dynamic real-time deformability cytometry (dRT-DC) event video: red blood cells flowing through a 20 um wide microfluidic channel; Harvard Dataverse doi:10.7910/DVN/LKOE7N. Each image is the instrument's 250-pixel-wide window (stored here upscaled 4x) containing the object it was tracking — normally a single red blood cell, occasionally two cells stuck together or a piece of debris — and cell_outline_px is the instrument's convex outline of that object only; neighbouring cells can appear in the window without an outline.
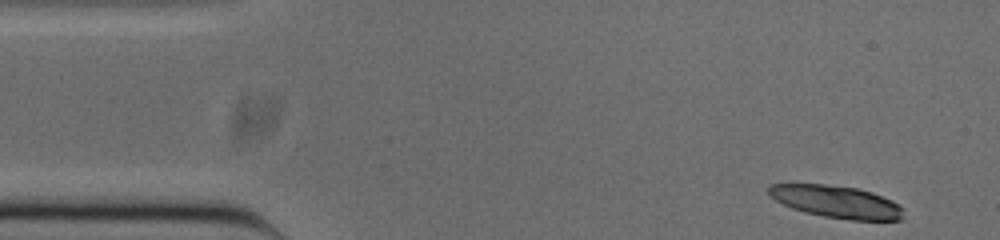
{"species": "common noctule bat (a hibernating species)", "species_latin": "Nyctalus noctula", "temperature_condition": "cold", "stored_images_in_passage": 18, "camera_frame_rate_fps": 3000, "um_per_image_px": 0.085, "animal": {"sex": "male", "body_mass_g": 20.0, "forearm_length_mm": 53.3}, "frame": {"image": 1, "passage_image": 1, "time_ms": 0.0, "image_size_px": [1000, 240], "cell_outline_px": [[904, 208], [900, 220], [852, 220], [824, 216], [804, 212], [792, 208], [768, 196], [768, 184], [824, 184], [856, 188], [872, 192], [892, 200]], "centroid_in_image_um": [71.09, 17.14], "position_along_channel_um": 13.9, "area_um2": 25.32}}
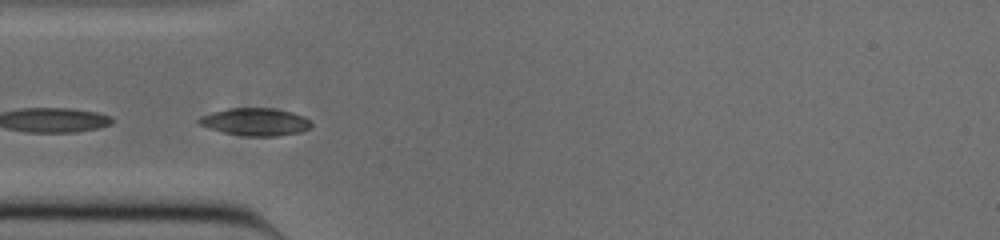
{"frame": {"image": 2, "passage_image": 13, "time_ms": 4.0, "image_size_px": [1000, 240], "cell_outline_px": [[312, 124], [308, 128], [300, 132], [276, 136], [244, 136], [224, 132], [208, 128], [200, 124], [196, 120], [200, 116], [212, 112], [228, 108], [272, 108], [292, 112], [304, 116]], "centroid_in_image_um": [21.68, 10.35], "position_along_channel_um": 63.3, "area_um2": 17.98}}